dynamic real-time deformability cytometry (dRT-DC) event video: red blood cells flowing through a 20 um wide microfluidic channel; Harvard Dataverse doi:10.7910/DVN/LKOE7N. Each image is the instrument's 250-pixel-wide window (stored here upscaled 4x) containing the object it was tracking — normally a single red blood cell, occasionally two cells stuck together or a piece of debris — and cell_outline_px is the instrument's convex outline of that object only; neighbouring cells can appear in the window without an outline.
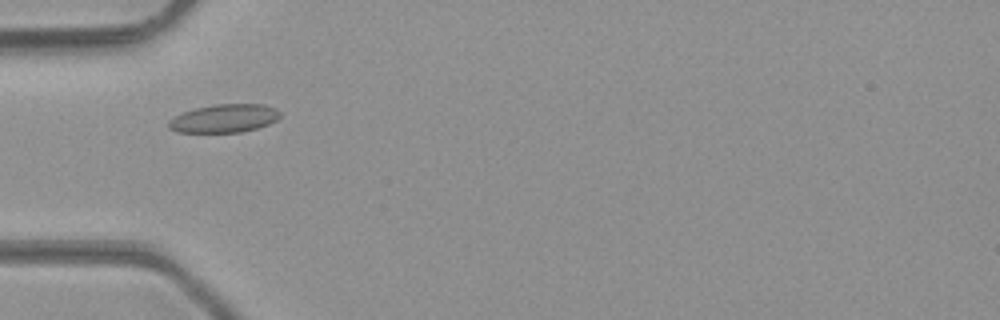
{"species": "common noctule bat (a hibernating species)", "species_latin": "Nyctalus noctula", "temperature_condition": "room temperature", "stored_images_in_passage": 44, "camera_frame_rate_fps": 3000, "um_per_image_px": 0.085, "animal": {"sex": "male", "body_mass_g": 23.1, "forearm_length_mm": 52.7}, "frame": {"image": 1, "passage_image": 12, "time_ms": 3.667, "image_size_px": [1000, 320], "cell_outline_px": [[280, 116], [276, 120], [268, 124], [256, 128], [240, 132], [180, 132], [168, 128], [168, 120], [184, 112], [196, 108], [216, 104], [264, 104], [276, 108], [280, 112]], "centroid_in_image_um": [19.07, 10.06], "position_along_channel_um": 65.9, "area_um2": 18.21}}
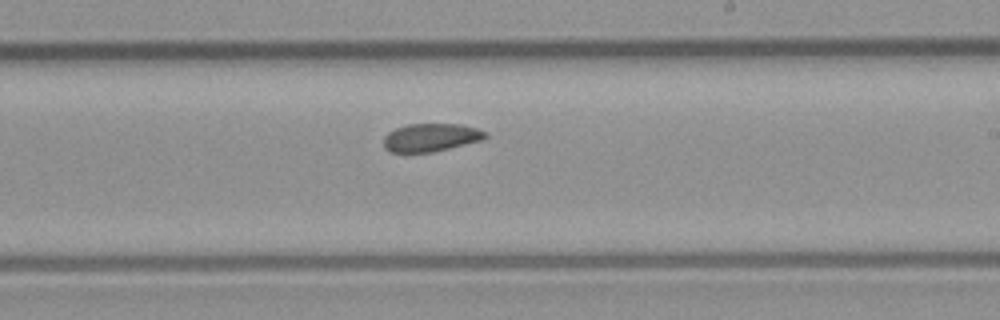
{"frame": {"image": 2, "passage_image": 25, "time_ms": 8.0, "image_size_px": [1000, 320], "cell_outline_px": [[488, 136], [484, 140], [432, 152], [392, 152], [384, 148], [384, 136], [388, 132], [396, 128], [408, 124], [460, 124], [476, 128], [488, 132]], "centroid_in_image_um": [36.65, 11.68], "position_along_channel_um": 252.3, "area_um2": 16.7}}
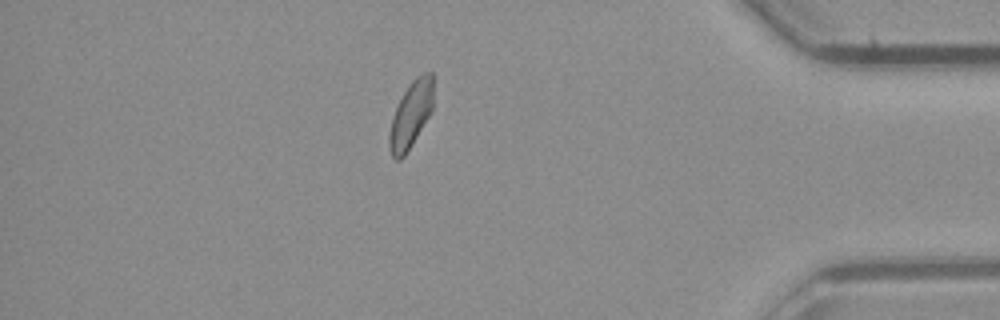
{"frame": {"image": 3, "passage_image": 38, "time_ms": 12.333, "image_size_px": [1000, 320], "cell_outline_px": [[432, 112], [404, 156], [400, 160], [396, 160], [392, 156], [388, 148], [388, 132], [392, 116], [404, 92], [412, 80], [416, 76], [424, 72], [432, 72]], "centroid_in_image_um": [34.9, 9.78], "position_along_channel_um": 400.3, "area_um2": 16.99}, "authors_computed_cell_mechanics": {"area_um2": 17.5423, "velocity_mm_per_s": 4.3012, "shape_relaxation_time_tau1_ms": 3.9224, "shape_relaxation_time_tau2_ms": 1.3989, "deformation_change_tau1": 0.0778, "deformation_change_tau2": 0.065}}